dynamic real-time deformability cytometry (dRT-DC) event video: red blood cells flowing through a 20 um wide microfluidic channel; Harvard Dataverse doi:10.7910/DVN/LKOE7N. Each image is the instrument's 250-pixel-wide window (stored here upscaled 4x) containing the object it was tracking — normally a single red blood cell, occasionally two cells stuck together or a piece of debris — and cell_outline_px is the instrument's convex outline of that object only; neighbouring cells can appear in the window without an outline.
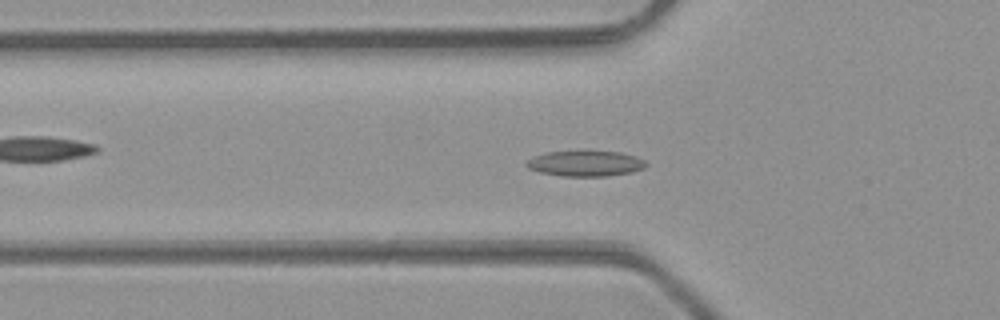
{"species": "common noctule bat (a hibernating species)", "species_latin": "Nyctalus noctula", "temperature_condition": "room temperature", "stored_images_in_passage": 49, "camera_frame_rate_fps": 3000, "um_per_image_px": 0.085, "animal": {"sex": "male", "body_mass_g": 23.1, "forearm_length_mm": 52.7}, "frame": {"image": 1, "passage_image": 16, "time_ms": 5.0, "image_size_px": [1000, 320], "cell_outline_px": [[648, 164], [644, 168], [632, 172], [608, 176], [560, 176], [540, 172], [528, 168], [524, 164], [532, 156], [548, 152], [584, 148], [588, 148], [620, 152], [644, 160]], "centroid_in_image_um": [49.73, 13.85], "position_along_channel_um": 76.1, "area_um2": 18.67}}
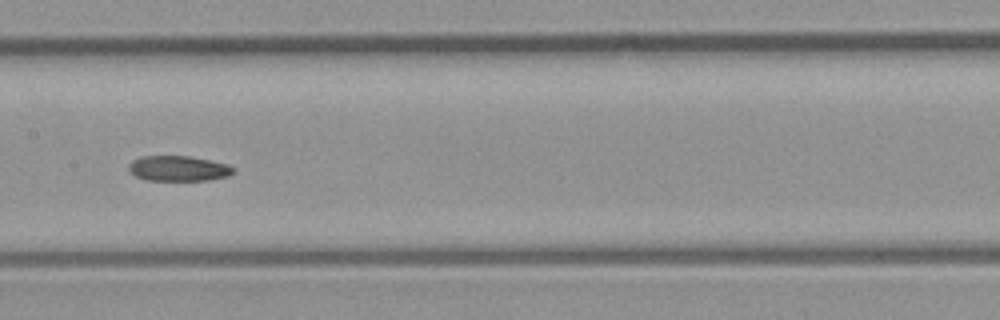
{"frame": {"image": 2, "passage_image": 24, "time_ms": 7.667, "image_size_px": [1000, 320], "cell_outline_px": [[236, 168], [228, 176], [208, 180], [144, 180], [136, 176], [128, 168], [128, 164], [132, 160], [140, 156], [188, 156], [228, 164]], "centroid_in_image_um": [15.15, 14.31], "position_along_channel_um": 192.3, "area_um2": 15.37}}
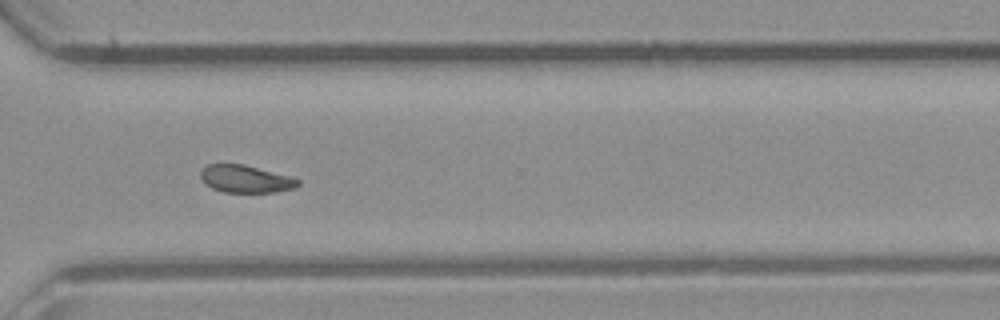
{"frame": {"image": 3, "passage_image": 35, "time_ms": 11.333, "image_size_px": [1000, 320], "cell_outline_px": [[300, 184], [296, 188], [276, 192], [224, 192], [212, 188], [204, 184], [200, 176], [200, 172], [208, 164], [244, 164], [292, 176], [300, 180]], "centroid_in_image_um": [20.91, 15.21], "position_along_channel_um": 349.7, "area_um2": 15.78}, "authors_computed_cell_mechanics": {"area_um2": 16.473, "velocity_mm_per_s": 4.3087, "shape_relaxation_time_tau1_ms": null, "shape_relaxation_time_tau2_ms": 8.8703, "deformation_change_tau1": null, "deformation_change_tau2": 0.1459}}